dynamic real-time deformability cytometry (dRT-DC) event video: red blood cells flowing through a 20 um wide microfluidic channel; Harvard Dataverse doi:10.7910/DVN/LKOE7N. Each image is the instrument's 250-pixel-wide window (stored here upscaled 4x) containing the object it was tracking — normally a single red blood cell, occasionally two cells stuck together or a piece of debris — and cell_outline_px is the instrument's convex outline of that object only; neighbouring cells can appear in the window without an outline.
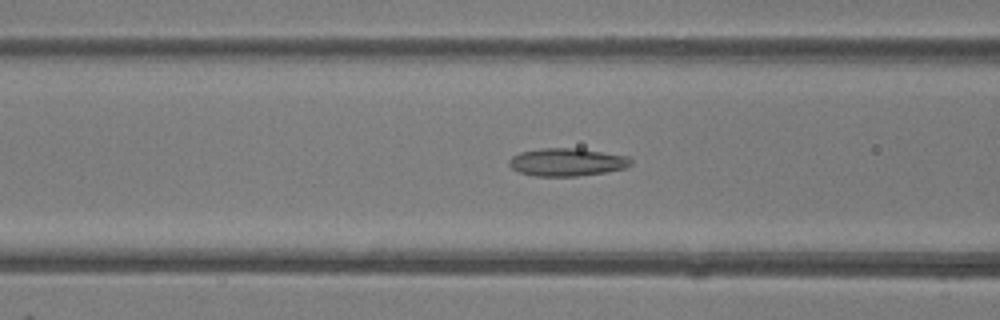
{"species": "common noctule bat (a hibernating species)", "species_latin": "Nyctalus noctula", "temperature_condition": "room temperature", "stored_images_in_passage": 47, "camera_frame_rate_fps": 3000, "um_per_image_px": 0.085, "animal": {"sex": "female"}, "frame": {"image": 1, "passage_image": 19, "time_ms": 6.0, "image_size_px": [1000, 320], "cell_outline_px": [[632, 164], [624, 168], [608, 172], [576, 176], [536, 176], [520, 172], [512, 168], [508, 164], [508, 160], [512, 156], [520, 152], [540, 148], [580, 148], [628, 156], [632, 160]], "centroid_in_image_um": [48.2, 13.77], "position_along_channel_um": 118.4, "area_um2": 19.88}}
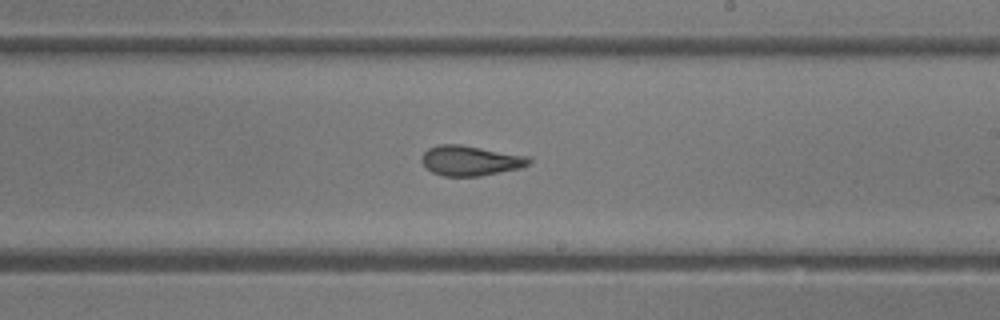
{"frame": {"image": 2, "passage_image": 28, "time_ms": 9.0, "image_size_px": [1000, 320], "cell_outline_px": [[532, 160], [528, 164], [520, 168], [480, 176], [444, 176], [432, 172], [420, 160], [424, 152], [428, 148], [440, 144], [460, 144], [532, 156]], "centroid_in_image_um": [40.02, 13.64], "position_along_channel_um": 249.0, "area_um2": 18.9}}
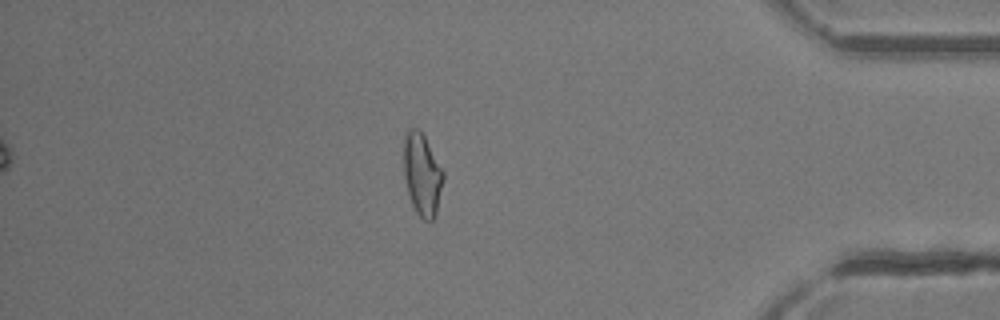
{"frame": {"image": 3, "passage_image": 41, "time_ms": 13.333, "image_size_px": [1000, 320], "cell_outline_px": [[444, 180], [436, 216], [432, 220], [424, 220], [416, 212], [412, 204], [408, 192], [404, 176], [404, 140], [408, 128], [420, 128], [444, 172]], "centroid_in_image_um": [35.9, 14.83], "position_along_channel_um": 399.3, "area_um2": 19.02}, "authors_computed_cell_mechanics": {"area_um2": 19.4786, "velocity_mm_per_s": 4.3509, "shape_relaxation_time_tau1_ms": 9.3798, "shape_relaxation_time_tau2_ms": 1.8147, "deformation_change_tau1": 0.2343, "deformation_change_tau2": 0.1134}}